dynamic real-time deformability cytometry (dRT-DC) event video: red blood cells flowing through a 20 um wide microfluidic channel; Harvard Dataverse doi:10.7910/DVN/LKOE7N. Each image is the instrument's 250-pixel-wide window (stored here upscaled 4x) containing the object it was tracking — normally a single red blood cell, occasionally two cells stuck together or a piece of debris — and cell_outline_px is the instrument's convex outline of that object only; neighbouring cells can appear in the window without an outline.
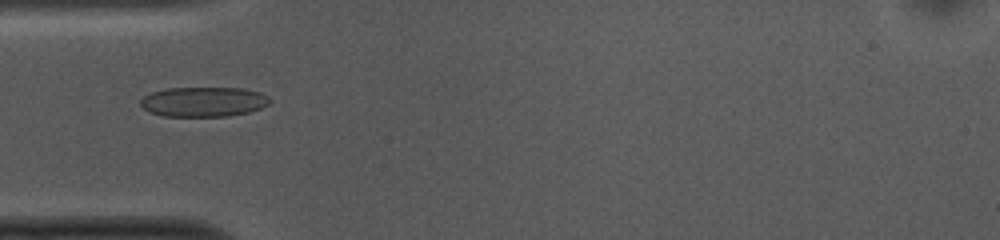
{"species": "common noctule bat (a hibernating species)", "species_latin": "Nyctalus noctula", "temperature_condition": "cold", "stored_images_in_passage": 52, "camera_frame_rate_fps": 3000, "um_per_image_px": 0.085, "animal": {"sex": "female", "body_mass_g": 10.0, "forearm_length_mm": 53.1}, "frame": {"image": 1, "passage_image": 15, "time_ms": 4.667, "image_size_px": [1000, 240], "cell_outline_px": [[272, 100], [268, 104], [260, 108], [248, 112], [228, 116], [164, 116], [148, 112], [140, 104], [140, 100], [144, 96], [152, 92], [164, 88], [244, 88], [260, 92], [268, 96]], "centroid_in_image_um": [17.3, 8.64], "position_along_channel_um": 67.7, "area_um2": 22.54}}
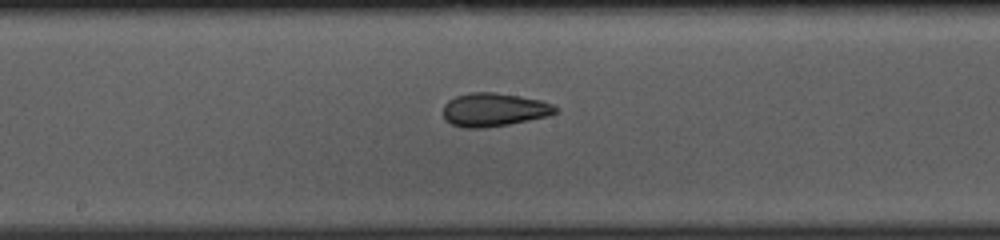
{"frame": {"image": 2, "passage_image": 26, "time_ms": 8.333, "image_size_px": [1000, 240], "cell_outline_px": [[560, 108], [556, 112], [548, 116], [508, 124], [484, 128], [464, 128], [452, 124], [444, 120], [444, 104], [448, 100], [456, 96], [472, 92], [492, 92], [520, 96], [540, 100], [552, 104]], "centroid_in_image_um": [41.98, 9.32], "position_along_channel_um": 206.2, "area_um2": 21.85}}
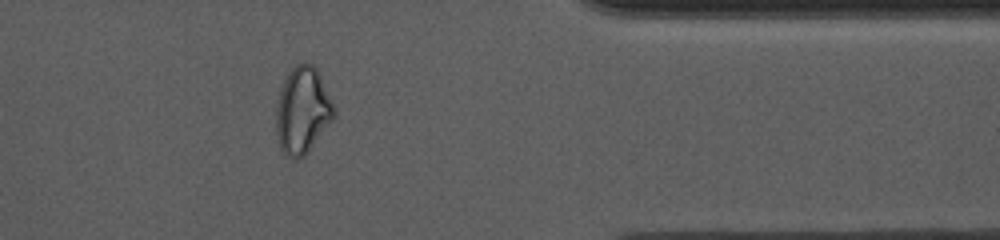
{"frame": {"image": 3, "passage_image": 42, "time_ms": 13.667, "image_size_px": [1000, 240], "cell_outline_px": [[336, 116], [304, 156], [296, 160], [292, 160], [284, 156], [280, 148], [276, 136], [276, 104], [280, 88], [284, 80], [292, 68], [296, 64], [312, 64], [316, 68], [336, 108]], "centroid_in_image_um": [25.7, 9.44], "position_along_channel_um": 385.7, "area_um2": 29.42}, "authors_computed_cell_mechanics": {"area_um2": 23.0333, "velocity_mm_per_s": 3.7505, "shape_relaxation_time_tau1_ms": null, "shape_relaxation_time_tau2_ms": 2.1688, "deformation_change_tau1": null, "deformation_change_tau2": 0.0895}}